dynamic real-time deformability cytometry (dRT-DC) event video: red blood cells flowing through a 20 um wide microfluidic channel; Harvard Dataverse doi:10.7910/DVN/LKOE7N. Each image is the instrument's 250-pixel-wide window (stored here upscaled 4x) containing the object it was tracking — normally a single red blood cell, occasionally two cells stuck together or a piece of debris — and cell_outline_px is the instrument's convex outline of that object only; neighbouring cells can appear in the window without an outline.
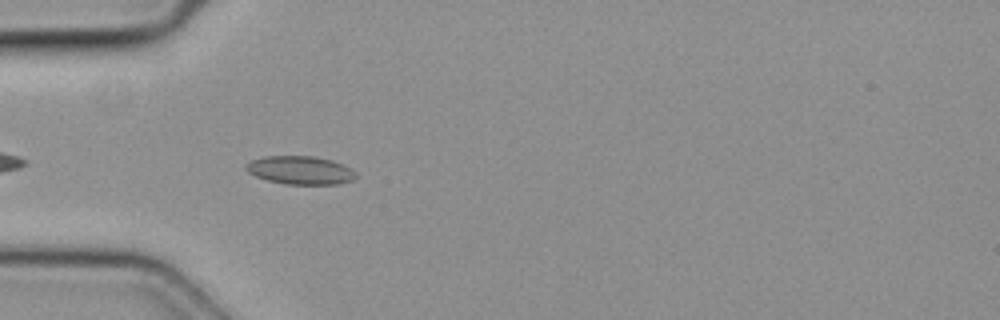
{"species": "common noctule bat (a hibernating species)", "species_latin": "Nyctalus noctula", "temperature_condition": "cold", "stored_images_in_passage": 37, "camera_frame_rate_fps": 3000, "um_per_image_px": 0.085, "animal": {"sex": "female", "body_mass_g": 19.3, "forearm_length_mm": 54.1}, "frame": {"image": 1, "passage_image": 3, "time_ms": 0.667, "image_size_px": [1000, 320], "cell_outline_px": [[356, 176], [352, 180], [340, 184], [284, 184], [268, 180], [256, 176], [248, 172], [244, 168], [244, 164], [252, 160], [264, 156], [316, 156], [332, 160], [356, 172]], "centroid_in_image_um": [25.49, 14.46], "position_along_channel_um": 59.5, "area_um2": 18.09}}
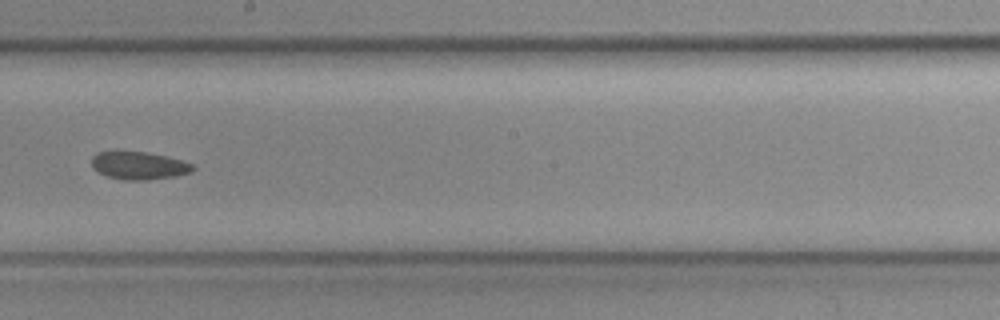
{"frame": {"image": 2, "passage_image": 16, "time_ms": 5.0, "image_size_px": [1000, 320], "cell_outline_px": [[196, 168], [192, 172], [176, 176], [148, 180], [124, 180], [108, 176], [96, 172], [92, 168], [92, 156], [96, 152], [116, 148], [144, 152], [164, 156], [180, 160], [192, 164]], "centroid_in_image_um": [11.72, 14.04], "position_along_channel_um": 236.5, "area_um2": 16.99}}
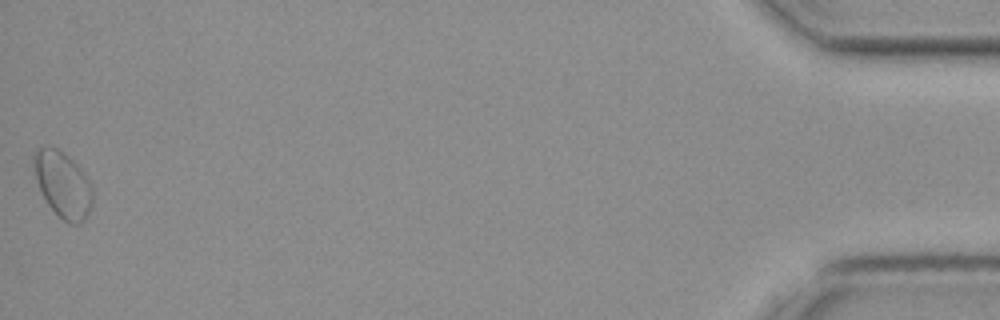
{"frame": {"image": 3, "passage_image": 37, "time_ms": 12.0, "image_size_px": [1000, 320], "cell_outline_px": [[92, 204], [88, 216], [80, 224], [68, 224], [48, 204], [36, 180], [32, 156], [36, 148], [56, 148], [64, 152], [88, 176], [92, 188]], "centroid_in_image_um": [5.37, 15.69], "position_along_channel_um": 429.8, "area_um2": 22.48}}